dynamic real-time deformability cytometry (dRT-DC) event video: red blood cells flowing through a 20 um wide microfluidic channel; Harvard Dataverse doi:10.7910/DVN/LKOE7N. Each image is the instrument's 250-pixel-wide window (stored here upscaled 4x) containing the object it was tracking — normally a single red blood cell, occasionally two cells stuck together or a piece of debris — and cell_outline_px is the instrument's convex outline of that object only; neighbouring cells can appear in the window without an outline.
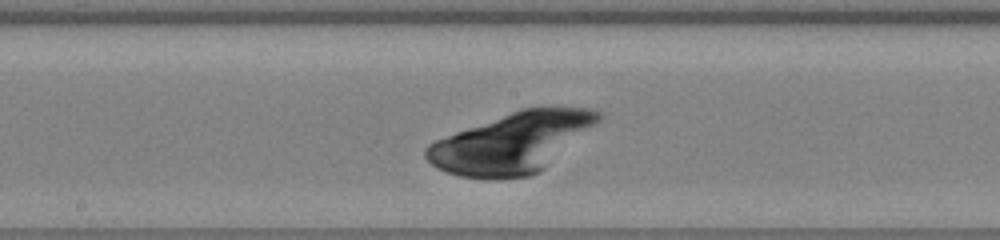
{"species": "human", "species_latin": "Homo sapiens", "temperature_condition": "warm", "stored_images_in_passage": 27, "camera_frame_rate_fps": 3000, "um_per_image_px": 0.085, "donor": {"sex": "male"}, "frame": {"image": 1, "passage_image": 13, "time_ms": 4.0, "image_size_px": [1000, 240], "cell_outline_px": [[604, 116], [596, 124], [544, 168], [528, 176], [460, 176], [444, 172], [436, 168], [424, 156], [424, 148], [428, 144], [436, 140], [456, 132], [520, 108], [588, 108], [600, 112]], "centroid_in_image_um": [43.49, 12.1], "position_along_channel_um": 204.7, "area_um2": 58.67}}